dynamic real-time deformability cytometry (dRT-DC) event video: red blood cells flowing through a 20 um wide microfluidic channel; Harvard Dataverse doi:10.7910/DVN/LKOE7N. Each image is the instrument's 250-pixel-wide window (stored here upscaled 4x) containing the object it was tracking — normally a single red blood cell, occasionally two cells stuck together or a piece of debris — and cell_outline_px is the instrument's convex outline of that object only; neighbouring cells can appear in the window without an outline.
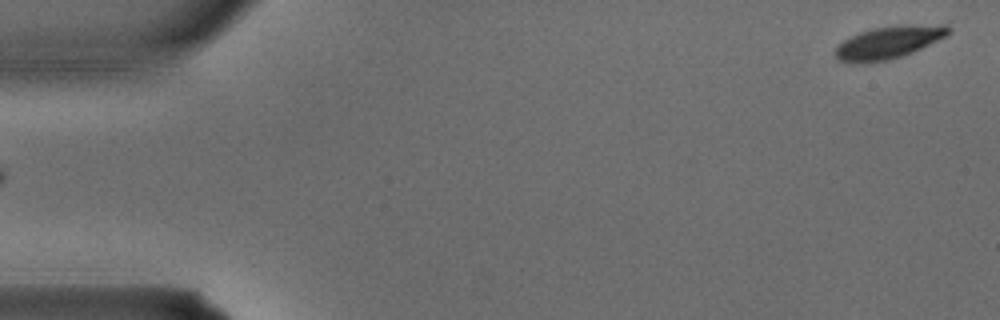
{"species": "common noctule bat (a hibernating species)", "species_latin": "Nyctalus noctula", "temperature_condition": "warm", "stored_images_in_passage": 3, "camera_frame_rate_fps": 3000, "um_per_image_px": 0.085, "animal": {"sex": "male", "body_mass_g": 15.6}, "frame": {"image": 1, "passage_image": 3, "time_ms": 0.667, "image_size_px": [1000, 320], "cell_outline_px": [[952, 28], [948, 36], [912, 52], [888, 60], [856, 64], [836, 60], [836, 48], [844, 40], [860, 32], [872, 28], [940, 24], [948, 24]], "centroid_in_image_um": [75.56, 3.62], "position_along_channel_um": 9.4, "area_um2": 21.15}}